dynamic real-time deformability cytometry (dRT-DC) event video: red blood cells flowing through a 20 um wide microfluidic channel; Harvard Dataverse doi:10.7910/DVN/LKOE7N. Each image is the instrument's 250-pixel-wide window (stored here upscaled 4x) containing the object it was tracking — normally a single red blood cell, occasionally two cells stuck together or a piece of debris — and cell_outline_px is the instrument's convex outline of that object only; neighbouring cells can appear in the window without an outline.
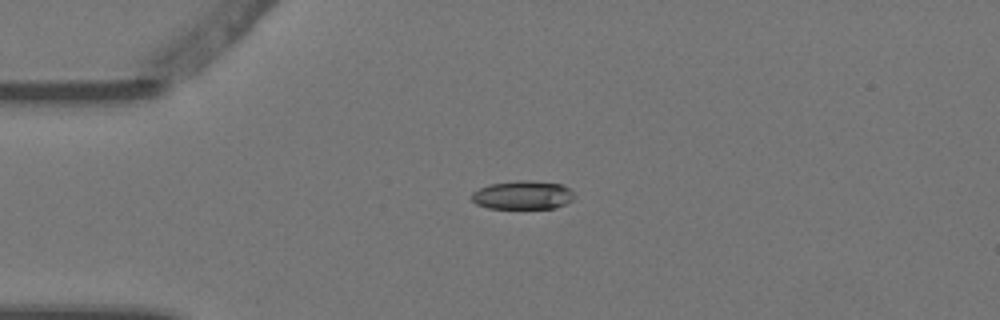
{"species": "Egyptian fruit bat (a non-hibernating species)", "species_latin": "Rousettus aegyptiacus", "temperature_condition": "warm", "stored_images_in_passage": 8, "camera_frame_rate_fps": 3000, "um_per_image_px": 0.085, "animal": {"sex": "female"}, "frame": {"image": 1, "passage_image": 3, "time_ms": 0.667, "image_size_px": [1000, 320], "cell_outline_px": [[576, 196], [572, 200], [556, 208], [488, 208], [476, 204], [472, 200], [472, 192], [488, 184], [520, 180], [524, 180], [560, 184], [568, 188]], "centroid_in_image_um": [44.42, 16.58], "position_along_channel_um": 40.6, "area_um2": 16.99}}
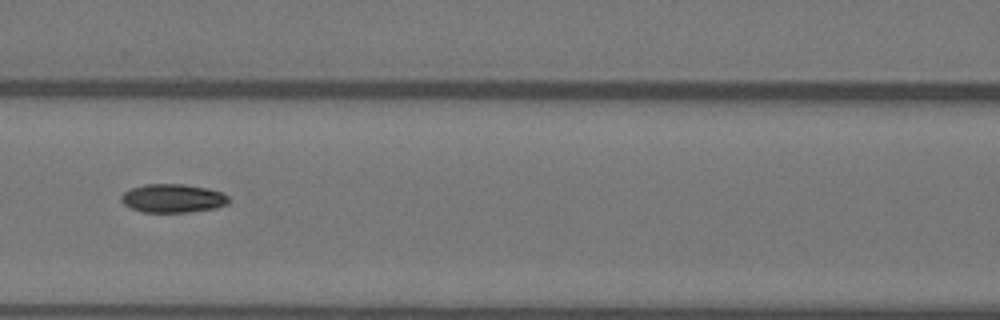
{"frame": {"image": 2, "passage_image": 6, "time_ms": 1.667, "image_size_px": [1000, 320], "cell_outline_px": [[232, 200], [228, 204], [216, 208], [188, 212], [144, 212], [132, 208], [124, 204], [120, 200], [120, 196], [124, 192], [132, 188], [144, 184], [180, 184], [208, 188], [220, 192], [228, 196]], "centroid_in_image_um": [14.71, 16.86], "position_along_channel_um": 151.9, "area_um2": 17.92}}
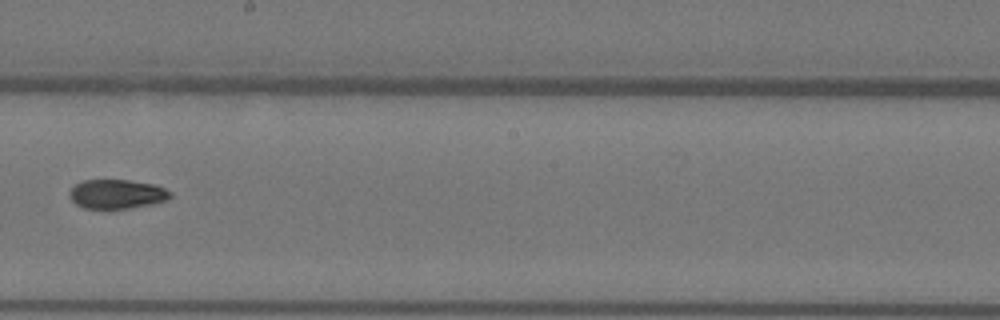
{"frame": {"image": 3, "passage_image": 8, "time_ms": 2.333, "image_size_px": [1000, 320], "cell_outline_px": [[172, 196], [168, 200], [152, 204], [108, 212], [84, 208], [76, 204], [68, 196], [68, 192], [76, 184], [84, 180], [128, 180], [152, 184], [164, 188], [172, 192]], "centroid_in_image_um": [9.91, 16.54], "position_along_channel_um": 238.3, "area_um2": 17.8}}